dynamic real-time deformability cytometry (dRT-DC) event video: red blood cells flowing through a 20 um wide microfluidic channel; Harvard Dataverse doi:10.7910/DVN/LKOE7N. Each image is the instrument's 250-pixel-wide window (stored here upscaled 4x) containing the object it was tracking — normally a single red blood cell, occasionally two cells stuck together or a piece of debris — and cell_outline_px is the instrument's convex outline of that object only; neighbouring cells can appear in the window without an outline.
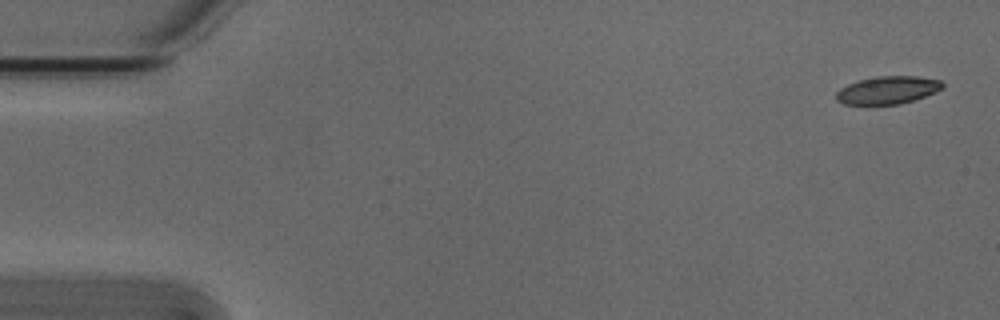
{"species": "Egyptian fruit bat (a non-hibernating species)", "species_latin": "Rousettus aegyptiacus", "temperature_condition": "cold", "stored_images_in_passage": 5, "camera_frame_rate_fps": 3000, "um_per_image_px": 0.085, "animal": {"sex": "male"}, "frame": {"image": 1, "passage_image": 1, "time_ms": 0.0, "image_size_px": [1000, 320], "cell_outline_px": [[944, 88], [936, 92], [900, 104], [844, 104], [836, 100], [836, 92], [840, 88], [848, 84], [860, 80], [876, 76], [916, 76], [940, 80], [944, 84]], "centroid_in_image_um": [75.46, 7.65], "position_along_channel_um": 9.5, "area_um2": 17.11}}
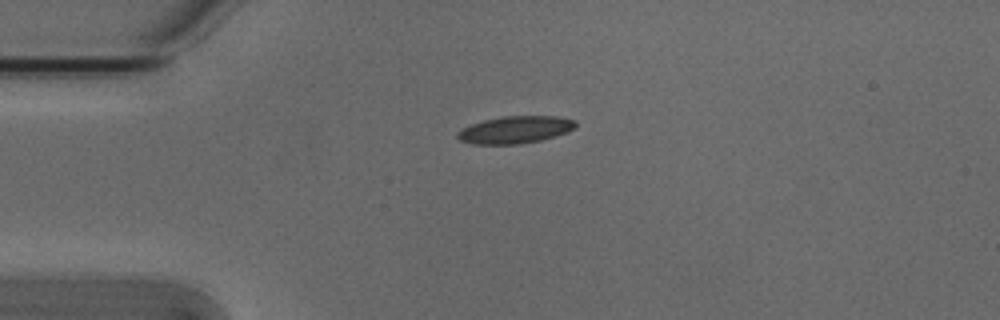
{"frame": {"image": 2, "passage_image": 4, "time_ms": 1.0, "image_size_px": [1000, 320], "cell_outline_px": [[576, 124], [568, 132], [556, 136], [540, 140], [520, 144], [472, 144], [460, 140], [456, 136], [456, 132], [460, 128], [484, 120], [504, 116], [556, 116], [576, 120]], "centroid_in_image_um": [43.76, 11.03], "position_along_channel_um": 41.2, "area_um2": 18.79}}